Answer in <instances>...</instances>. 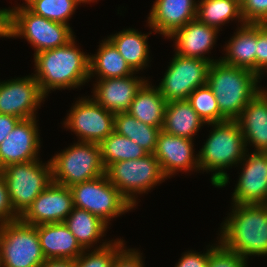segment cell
I'll return each instance as SVG.
<instances>
[{
	"label": "cell",
	"instance_id": "obj_19",
	"mask_svg": "<svg viewBox=\"0 0 267 267\" xmlns=\"http://www.w3.org/2000/svg\"><path fill=\"white\" fill-rule=\"evenodd\" d=\"M198 1L195 0H156L148 17V26L164 37L171 36L196 19Z\"/></svg>",
	"mask_w": 267,
	"mask_h": 267
},
{
	"label": "cell",
	"instance_id": "obj_26",
	"mask_svg": "<svg viewBox=\"0 0 267 267\" xmlns=\"http://www.w3.org/2000/svg\"><path fill=\"white\" fill-rule=\"evenodd\" d=\"M117 48L107 38L100 43L97 54L89 56V74L98 79L122 78L135 74ZM95 74V75H94ZM99 77V78H98Z\"/></svg>",
	"mask_w": 267,
	"mask_h": 267
},
{
	"label": "cell",
	"instance_id": "obj_45",
	"mask_svg": "<svg viewBox=\"0 0 267 267\" xmlns=\"http://www.w3.org/2000/svg\"><path fill=\"white\" fill-rule=\"evenodd\" d=\"M79 1H80L81 3H83V4H84V3H85V4H86V3L88 4V3H90V2H95L96 0H79Z\"/></svg>",
	"mask_w": 267,
	"mask_h": 267
},
{
	"label": "cell",
	"instance_id": "obj_43",
	"mask_svg": "<svg viewBox=\"0 0 267 267\" xmlns=\"http://www.w3.org/2000/svg\"><path fill=\"white\" fill-rule=\"evenodd\" d=\"M40 267H75L72 259H46Z\"/></svg>",
	"mask_w": 267,
	"mask_h": 267
},
{
	"label": "cell",
	"instance_id": "obj_22",
	"mask_svg": "<svg viewBox=\"0 0 267 267\" xmlns=\"http://www.w3.org/2000/svg\"><path fill=\"white\" fill-rule=\"evenodd\" d=\"M247 146L255 150L267 151V94L261 91L242 110L236 120Z\"/></svg>",
	"mask_w": 267,
	"mask_h": 267
},
{
	"label": "cell",
	"instance_id": "obj_3",
	"mask_svg": "<svg viewBox=\"0 0 267 267\" xmlns=\"http://www.w3.org/2000/svg\"><path fill=\"white\" fill-rule=\"evenodd\" d=\"M261 77L256 73L219 61L212 62L207 85L213 91L221 112V122L236 121L242 110L260 92Z\"/></svg>",
	"mask_w": 267,
	"mask_h": 267
},
{
	"label": "cell",
	"instance_id": "obj_21",
	"mask_svg": "<svg viewBox=\"0 0 267 267\" xmlns=\"http://www.w3.org/2000/svg\"><path fill=\"white\" fill-rule=\"evenodd\" d=\"M37 233L46 259L75 260L84 251L64 222L37 225Z\"/></svg>",
	"mask_w": 267,
	"mask_h": 267
},
{
	"label": "cell",
	"instance_id": "obj_40",
	"mask_svg": "<svg viewBox=\"0 0 267 267\" xmlns=\"http://www.w3.org/2000/svg\"><path fill=\"white\" fill-rule=\"evenodd\" d=\"M213 247V244L207 249L206 253H200L195 251H187L176 263L175 267H208L209 250Z\"/></svg>",
	"mask_w": 267,
	"mask_h": 267
},
{
	"label": "cell",
	"instance_id": "obj_13",
	"mask_svg": "<svg viewBox=\"0 0 267 267\" xmlns=\"http://www.w3.org/2000/svg\"><path fill=\"white\" fill-rule=\"evenodd\" d=\"M45 98L33 75L0 82V114L21 120L36 118V110Z\"/></svg>",
	"mask_w": 267,
	"mask_h": 267
},
{
	"label": "cell",
	"instance_id": "obj_33",
	"mask_svg": "<svg viewBox=\"0 0 267 267\" xmlns=\"http://www.w3.org/2000/svg\"><path fill=\"white\" fill-rule=\"evenodd\" d=\"M124 246L123 239H116L102 242L91 252L89 249H84L83 253L74 260L75 267H112L116 254Z\"/></svg>",
	"mask_w": 267,
	"mask_h": 267
},
{
	"label": "cell",
	"instance_id": "obj_27",
	"mask_svg": "<svg viewBox=\"0 0 267 267\" xmlns=\"http://www.w3.org/2000/svg\"><path fill=\"white\" fill-rule=\"evenodd\" d=\"M107 38L135 72L149 66L148 34H142L134 28H129Z\"/></svg>",
	"mask_w": 267,
	"mask_h": 267
},
{
	"label": "cell",
	"instance_id": "obj_38",
	"mask_svg": "<svg viewBox=\"0 0 267 267\" xmlns=\"http://www.w3.org/2000/svg\"><path fill=\"white\" fill-rule=\"evenodd\" d=\"M19 218L12 208L7 185L3 174L0 172V224L15 221Z\"/></svg>",
	"mask_w": 267,
	"mask_h": 267
},
{
	"label": "cell",
	"instance_id": "obj_5",
	"mask_svg": "<svg viewBox=\"0 0 267 267\" xmlns=\"http://www.w3.org/2000/svg\"><path fill=\"white\" fill-rule=\"evenodd\" d=\"M53 182L71 187L105 174L100 144L78 141L51 159Z\"/></svg>",
	"mask_w": 267,
	"mask_h": 267
},
{
	"label": "cell",
	"instance_id": "obj_23",
	"mask_svg": "<svg viewBox=\"0 0 267 267\" xmlns=\"http://www.w3.org/2000/svg\"><path fill=\"white\" fill-rule=\"evenodd\" d=\"M225 45L224 64L256 73L257 23H241Z\"/></svg>",
	"mask_w": 267,
	"mask_h": 267
},
{
	"label": "cell",
	"instance_id": "obj_9",
	"mask_svg": "<svg viewBox=\"0 0 267 267\" xmlns=\"http://www.w3.org/2000/svg\"><path fill=\"white\" fill-rule=\"evenodd\" d=\"M74 207L98 216L107 225L111 219L133 209L106 174L69 187Z\"/></svg>",
	"mask_w": 267,
	"mask_h": 267
},
{
	"label": "cell",
	"instance_id": "obj_28",
	"mask_svg": "<svg viewBox=\"0 0 267 267\" xmlns=\"http://www.w3.org/2000/svg\"><path fill=\"white\" fill-rule=\"evenodd\" d=\"M64 224L83 249H92L90 247L99 243L100 238L106 235L105 231L108 228V225L98 216L78 207L73 208Z\"/></svg>",
	"mask_w": 267,
	"mask_h": 267
},
{
	"label": "cell",
	"instance_id": "obj_41",
	"mask_svg": "<svg viewBox=\"0 0 267 267\" xmlns=\"http://www.w3.org/2000/svg\"><path fill=\"white\" fill-rule=\"evenodd\" d=\"M13 9H0V37L13 38Z\"/></svg>",
	"mask_w": 267,
	"mask_h": 267
},
{
	"label": "cell",
	"instance_id": "obj_6",
	"mask_svg": "<svg viewBox=\"0 0 267 267\" xmlns=\"http://www.w3.org/2000/svg\"><path fill=\"white\" fill-rule=\"evenodd\" d=\"M36 159L14 163L1 169L14 212L21 217L38 195L53 183L52 166L48 160Z\"/></svg>",
	"mask_w": 267,
	"mask_h": 267
},
{
	"label": "cell",
	"instance_id": "obj_17",
	"mask_svg": "<svg viewBox=\"0 0 267 267\" xmlns=\"http://www.w3.org/2000/svg\"><path fill=\"white\" fill-rule=\"evenodd\" d=\"M192 141L187 138L174 136L162 129L160 130L153 154L158 159L161 170L166 178H170V176L179 171H200L198 154L194 155V143Z\"/></svg>",
	"mask_w": 267,
	"mask_h": 267
},
{
	"label": "cell",
	"instance_id": "obj_1",
	"mask_svg": "<svg viewBox=\"0 0 267 267\" xmlns=\"http://www.w3.org/2000/svg\"><path fill=\"white\" fill-rule=\"evenodd\" d=\"M75 37L66 45L34 55L35 74L40 91L47 97L51 90L74 89L90 80L89 54L76 45ZM89 79V80H88Z\"/></svg>",
	"mask_w": 267,
	"mask_h": 267
},
{
	"label": "cell",
	"instance_id": "obj_2",
	"mask_svg": "<svg viewBox=\"0 0 267 267\" xmlns=\"http://www.w3.org/2000/svg\"><path fill=\"white\" fill-rule=\"evenodd\" d=\"M232 205L218 241L245 259L267 256V204Z\"/></svg>",
	"mask_w": 267,
	"mask_h": 267
},
{
	"label": "cell",
	"instance_id": "obj_32",
	"mask_svg": "<svg viewBox=\"0 0 267 267\" xmlns=\"http://www.w3.org/2000/svg\"><path fill=\"white\" fill-rule=\"evenodd\" d=\"M79 4V0H34L27 8L36 15L70 26L68 19Z\"/></svg>",
	"mask_w": 267,
	"mask_h": 267
},
{
	"label": "cell",
	"instance_id": "obj_14",
	"mask_svg": "<svg viewBox=\"0 0 267 267\" xmlns=\"http://www.w3.org/2000/svg\"><path fill=\"white\" fill-rule=\"evenodd\" d=\"M247 152L248 148L240 162L243 167L232 194V204H267V151Z\"/></svg>",
	"mask_w": 267,
	"mask_h": 267
},
{
	"label": "cell",
	"instance_id": "obj_31",
	"mask_svg": "<svg viewBox=\"0 0 267 267\" xmlns=\"http://www.w3.org/2000/svg\"><path fill=\"white\" fill-rule=\"evenodd\" d=\"M100 148L101 160L105 169L112 163L136 160L148 154V152L137 143L115 131L100 143Z\"/></svg>",
	"mask_w": 267,
	"mask_h": 267
},
{
	"label": "cell",
	"instance_id": "obj_37",
	"mask_svg": "<svg viewBox=\"0 0 267 267\" xmlns=\"http://www.w3.org/2000/svg\"><path fill=\"white\" fill-rule=\"evenodd\" d=\"M267 24L257 23L256 74L267 73Z\"/></svg>",
	"mask_w": 267,
	"mask_h": 267
},
{
	"label": "cell",
	"instance_id": "obj_12",
	"mask_svg": "<svg viewBox=\"0 0 267 267\" xmlns=\"http://www.w3.org/2000/svg\"><path fill=\"white\" fill-rule=\"evenodd\" d=\"M89 97L75 102L63 124L76 134L78 141L100 144L114 131L115 114Z\"/></svg>",
	"mask_w": 267,
	"mask_h": 267
},
{
	"label": "cell",
	"instance_id": "obj_46",
	"mask_svg": "<svg viewBox=\"0 0 267 267\" xmlns=\"http://www.w3.org/2000/svg\"><path fill=\"white\" fill-rule=\"evenodd\" d=\"M266 70H267V69H266ZM260 91H261L262 93H264V94H267L266 89L260 88Z\"/></svg>",
	"mask_w": 267,
	"mask_h": 267
},
{
	"label": "cell",
	"instance_id": "obj_8",
	"mask_svg": "<svg viewBox=\"0 0 267 267\" xmlns=\"http://www.w3.org/2000/svg\"><path fill=\"white\" fill-rule=\"evenodd\" d=\"M45 260L37 226L20 218L0 224V267H40Z\"/></svg>",
	"mask_w": 267,
	"mask_h": 267
},
{
	"label": "cell",
	"instance_id": "obj_42",
	"mask_svg": "<svg viewBox=\"0 0 267 267\" xmlns=\"http://www.w3.org/2000/svg\"><path fill=\"white\" fill-rule=\"evenodd\" d=\"M20 120V118L13 115L0 114V144Z\"/></svg>",
	"mask_w": 267,
	"mask_h": 267
},
{
	"label": "cell",
	"instance_id": "obj_35",
	"mask_svg": "<svg viewBox=\"0 0 267 267\" xmlns=\"http://www.w3.org/2000/svg\"><path fill=\"white\" fill-rule=\"evenodd\" d=\"M247 259L226 249L219 241L209 250L208 267H248Z\"/></svg>",
	"mask_w": 267,
	"mask_h": 267
},
{
	"label": "cell",
	"instance_id": "obj_18",
	"mask_svg": "<svg viewBox=\"0 0 267 267\" xmlns=\"http://www.w3.org/2000/svg\"><path fill=\"white\" fill-rule=\"evenodd\" d=\"M146 81L134 74L122 78L99 79L94 84L92 97L114 114L127 112L136 93Z\"/></svg>",
	"mask_w": 267,
	"mask_h": 267
},
{
	"label": "cell",
	"instance_id": "obj_39",
	"mask_svg": "<svg viewBox=\"0 0 267 267\" xmlns=\"http://www.w3.org/2000/svg\"><path fill=\"white\" fill-rule=\"evenodd\" d=\"M124 246L115 257L112 267H144L142 253Z\"/></svg>",
	"mask_w": 267,
	"mask_h": 267
},
{
	"label": "cell",
	"instance_id": "obj_11",
	"mask_svg": "<svg viewBox=\"0 0 267 267\" xmlns=\"http://www.w3.org/2000/svg\"><path fill=\"white\" fill-rule=\"evenodd\" d=\"M174 54L170 66L157 86L167 102L187 100L196 88L207 84L208 72L212 63L205 59Z\"/></svg>",
	"mask_w": 267,
	"mask_h": 267
},
{
	"label": "cell",
	"instance_id": "obj_16",
	"mask_svg": "<svg viewBox=\"0 0 267 267\" xmlns=\"http://www.w3.org/2000/svg\"><path fill=\"white\" fill-rule=\"evenodd\" d=\"M36 118L20 120L0 144V170L14 163L40 159L41 147Z\"/></svg>",
	"mask_w": 267,
	"mask_h": 267
},
{
	"label": "cell",
	"instance_id": "obj_10",
	"mask_svg": "<svg viewBox=\"0 0 267 267\" xmlns=\"http://www.w3.org/2000/svg\"><path fill=\"white\" fill-rule=\"evenodd\" d=\"M12 36L25 38L34 48V55L66 45L74 37L70 26L48 20L27 7L13 8Z\"/></svg>",
	"mask_w": 267,
	"mask_h": 267
},
{
	"label": "cell",
	"instance_id": "obj_20",
	"mask_svg": "<svg viewBox=\"0 0 267 267\" xmlns=\"http://www.w3.org/2000/svg\"><path fill=\"white\" fill-rule=\"evenodd\" d=\"M220 30L201 23L197 19L190 21L185 26L177 29L168 38L175 40V53L184 56L198 59H205L209 62L219 61L218 59H210L205 56L212 50L217 34Z\"/></svg>",
	"mask_w": 267,
	"mask_h": 267
},
{
	"label": "cell",
	"instance_id": "obj_7",
	"mask_svg": "<svg viewBox=\"0 0 267 267\" xmlns=\"http://www.w3.org/2000/svg\"><path fill=\"white\" fill-rule=\"evenodd\" d=\"M105 174L133 208L137 204V194L146 193L167 179L158 159L150 153L136 160L112 163Z\"/></svg>",
	"mask_w": 267,
	"mask_h": 267
},
{
	"label": "cell",
	"instance_id": "obj_36",
	"mask_svg": "<svg viewBox=\"0 0 267 267\" xmlns=\"http://www.w3.org/2000/svg\"><path fill=\"white\" fill-rule=\"evenodd\" d=\"M241 14L245 23L267 24V0H243Z\"/></svg>",
	"mask_w": 267,
	"mask_h": 267
},
{
	"label": "cell",
	"instance_id": "obj_44",
	"mask_svg": "<svg viewBox=\"0 0 267 267\" xmlns=\"http://www.w3.org/2000/svg\"><path fill=\"white\" fill-rule=\"evenodd\" d=\"M25 1V5L24 4H22V5H19L20 7H27L32 1H34V0H24Z\"/></svg>",
	"mask_w": 267,
	"mask_h": 267
},
{
	"label": "cell",
	"instance_id": "obj_34",
	"mask_svg": "<svg viewBox=\"0 0 267 267\" xmlns=\"http://www.w3.org/2000/svg\"><path fill=\"white\" fill-rule=\"evenodd\" d=\"M187 101L206 124L221 122V112L216 97L207 84L196 88L188 96Z\"/></svg>",
	"mask_w": 267,
	"mask_h": 267
},
{
	"label": "cell",
	"instance_id": "obj_25",
	"mask_svg": "<svg viewBox=\"0 0 267 267\" xmlns=\"http://www.w3.org/2000/svg\"><path fill=\"white\" fill-rule=\"evenodd\" d=\"M148 82L138 90L127 113L149 126L162 129L167 101L158 87Z\"/></svg>",
	"mask_w": 267,
	"mask_h": 267
},
{
	"label": "cell",
	"instance_id": "obj_4",
	"mask_svg": "<svg viewBox=\"0 0 267 267\" xmlns=\"http://www.w3.org/2000/svg\"><path fill=\"white\" fill-rule=\"evenodd\" d=\"M212 130L198 153L200 170L213 172L211 183L223 188L229 182L225 169L242 161L246 153L244 136L237 121L208 123Z\"/></svg>",
	"mask_w": 267,
	"mask_h": 267
},
{
	"label": "cell",
	"instance_id": "obj_15",
	"mask_svg": "<svg viewBox=\"0 0 267 267\" xmlns=\"http://www.w3.org/2000/svg\"><path fill=\"white\" fill-rule=\"evenodd\" d=\"M73 208L70 188L53 182L38 195L20 219L34 226L63 223Z\"/></svg>",
	"mask_w": 267,
	"mask_h": 267
},
{
	"label": "cell",
	"instance_id": "obj_24",
	"mask_svg": "<svg viewBox=\"0 0 267 267\" xmlns=\"http://www.w3.org/2000/svg\"><path fill=\"white\" fill-rule=\"evenodd\" d=\"M206 124L187 100L169 101L165 107L162 130L193 140L200 128Z\"/></svg>",
	"mask_w": 267,
	"mask_h": 267
},
{
	"label": "cell",
	"instance_id": "obj_30",
	"mask_svg": "<svg viewBox=\"0 0 267 267\" xmlns=\"http://www.w3.org/2000/svg\"><path fill=\"white\" fill-rule=\"evenodd\" d=\"M160 130L137 120L127 112L115 113L114 131L131 139L150 154L155 151Z\"/></svg>",
	"mask_w": 267,
	"mask_h": 267
},
{
	"label": "cell",
	"instance_id": "obj_29",
	"mask_svg": "<svg viewBox=\"0 0 267 267\" xmlns=\"http://www.w3.org/2000/svg\"><path fill=\"white\" fill-rule=\"evenodd\" d=\"M196 19L219 30L220 26L238 19L245 23L241 14V4L237 0H198Z\"/></svg>",
	"mask_w": 267,
	"mask_h": 267
}]
</instances>
